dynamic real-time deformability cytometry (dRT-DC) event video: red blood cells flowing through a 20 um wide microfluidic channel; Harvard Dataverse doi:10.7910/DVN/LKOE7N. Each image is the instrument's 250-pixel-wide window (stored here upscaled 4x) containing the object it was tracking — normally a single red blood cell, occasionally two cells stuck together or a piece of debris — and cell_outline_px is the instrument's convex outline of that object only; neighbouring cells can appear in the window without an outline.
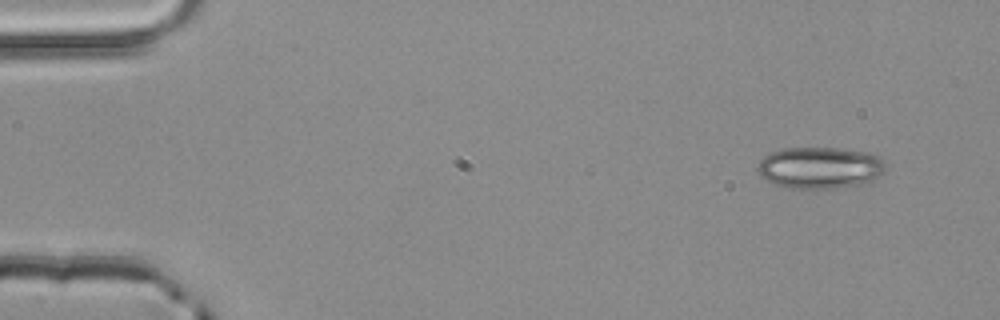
{"species": "common noctule bat (a hibernating species)", "species_latin": "Nyctalus noctula", "temperature_condition": "room temperature", "stored_images_in_passage": 3, "camera_frame_rate_fps": 3000, "um_per_image_px": 0.085, "animal": {"sex": "male", "body_mass_g": 20.4}, "frame": {"image": 1, "passage_image": 1, "time_ms": 0.0, "image_size_px": [1000, 320], "cell_outline_px": [[888, 164], [884, 172], [868, 184], [828, 188], [784, 188], [772, 184], [756, 168], [760, 160], [764, 156], [772, 152], [784, 148], [840, 148], [868, 152], [880, 156]], "centroid_in_image_um": [69.76, 14.25], "position_along_channel_um": 15.2, "area_um2": 31.39}}